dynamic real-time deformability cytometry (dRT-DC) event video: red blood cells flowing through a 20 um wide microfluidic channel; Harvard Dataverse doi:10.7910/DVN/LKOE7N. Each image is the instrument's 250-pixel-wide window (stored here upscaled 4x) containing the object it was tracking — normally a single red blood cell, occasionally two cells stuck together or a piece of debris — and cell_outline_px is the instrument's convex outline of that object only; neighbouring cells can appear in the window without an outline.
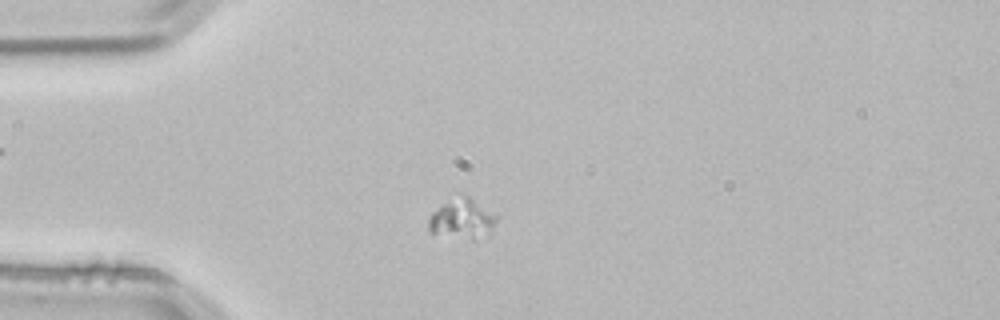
{"species": "common noctule bat (a hibernating species)", "species_latin": "Nyctalus noctula", "temperature_condition": "room temperature", "stored_images_in_passage": 2, "camera_frame_rate_fps": 3000, "um_per_image_px": 0.085, "animal": {"sex": "male", "body_mass_g": 21.5, "forearm_length_mm": 52.0}, "frame": {"image": 1, "passage_image": 2, "time_ms": 0.333, "image_size_px": [1000, 320], "cell_outline_px": [[496, 220], [492, 232], [488, 240], [472, 240], [428, 232], [428, 220], [432, 212], [444, 204], [464, 196], [472, 196], [496, 216]], "centroid_in_image_um": [39.34, 18.68], "position_along_channel_um": 45.7, "area_um2": 15.9}}